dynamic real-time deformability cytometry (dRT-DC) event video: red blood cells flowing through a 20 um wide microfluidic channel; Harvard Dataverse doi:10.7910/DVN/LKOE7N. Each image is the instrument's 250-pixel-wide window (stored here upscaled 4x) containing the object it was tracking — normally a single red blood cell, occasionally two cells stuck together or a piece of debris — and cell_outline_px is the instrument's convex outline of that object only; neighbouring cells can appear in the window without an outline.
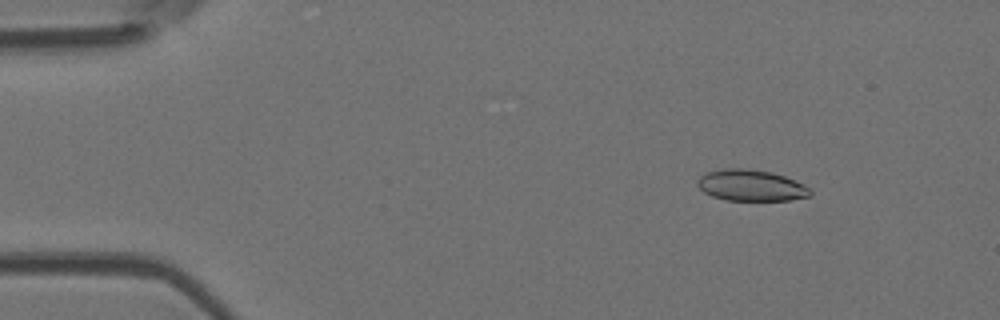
{"species": "Egyptian fruit bat (a non-hibernating species)", "species_latin": "Rousettus aegyptiacus", "temperature_condition": "room temperature", "stored_images_in_passage": 10, "camera_frame_rate_fps": 3000, "um_per_image_px": 0.085, "animal": {"sex": "female"}, "frame": {"image": 1, "passage_image": 2, "time_ms": 1.0, "image_size_px": [1000, 320], "cell_outline_px": [[812, 196], [792, 200], [724, 200], [712, 196], [704, 192], [696, 184], [696, 180], [700, 176], [708, 172], [728, 168], [744, 168], [772, 172], [784, 176], [804, 184], [812, 188]], "centroid_in_image_um": [63.87, 15.77], "position_along_channel_um": 21.1, "area_um2": 20.69}}
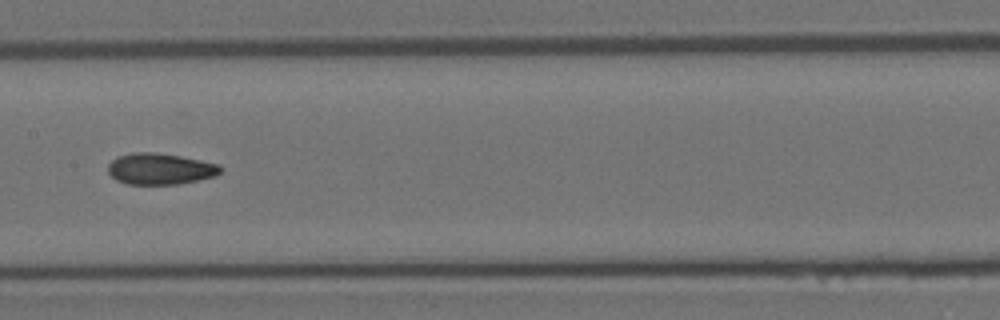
{"frame": {"image": 2, "passage_image": 7, "time_ms": 7.667, "image_size_px": [1000, 320], "cell_outline_px": [[224, 168], [216, 176], [180, 184], [128, 184], [116, 180], [108, 172], [108, 164], [116, 156], [132, 152], [152, 152], [180, 156], [220, 164]], "centroid_in_image_um": [13.62, 14.35], "position_along_channel_um": 193.8, "area_um2": 20.63}}
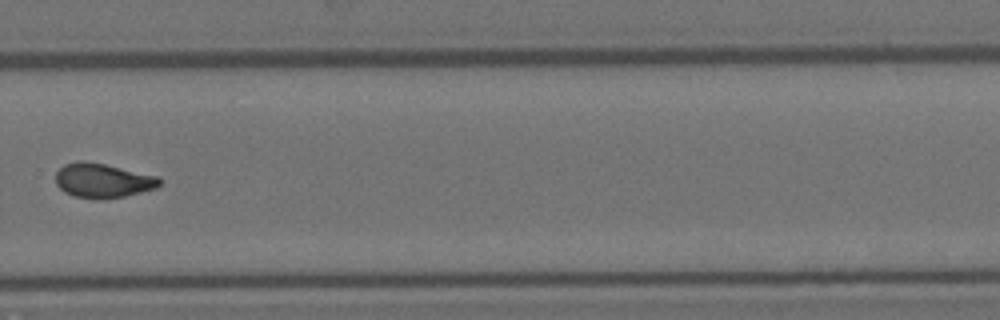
{"frame": {"image": 3, "passage_image": 10, "time_ms": 11.0, "image_size_px": [1000, 320], "cell_outline_px": [[160, 184], [156, 188], [124, 196], [72, 196], [64, 192], [56, 184], [56, 172], [64, 164], [76, 160], [84, 160], [104, 164], [156, 176], [160, 180]], "centroid_in_image_um": [8.68, 15.3], "position_along_channel_um": 321.1, "area_um2": 20.06}}